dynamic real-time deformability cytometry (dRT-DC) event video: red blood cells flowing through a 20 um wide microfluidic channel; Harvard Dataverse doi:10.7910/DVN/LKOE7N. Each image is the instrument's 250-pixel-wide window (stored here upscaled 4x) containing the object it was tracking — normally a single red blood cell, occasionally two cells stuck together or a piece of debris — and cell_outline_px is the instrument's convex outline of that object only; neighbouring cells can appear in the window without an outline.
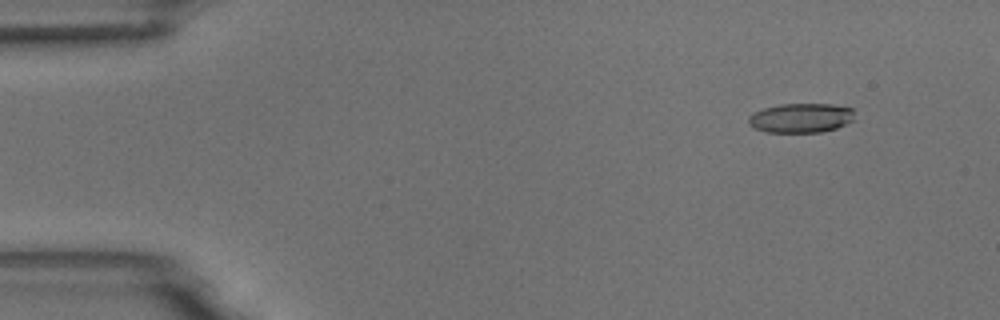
{"species": "common noctule bat (a hibernating species)", "species_latin": "Nyctalus noctula", "temperature_condition": "room temperature", "stored_images_in_passage": 7, "camera_frame_rate_fps": 3000, "um_per_image_px": 0.085, "animal": {"sex": "male", "body_mass_g": 18.8}, "frame": {"image": 1, "passage_image": 2, "time_ms": 1.333, "image_size_px": [1000, 320], "cell_outline_px": [[856, 120], [836, 128], [820, 132], [768, 132], [756, 128], [748, 124], [748, 116], [752, 112], [764, 108], [780, 104], [832, 104], [852, 108]], "centroid_in_image_um": [68.09, 10.02], "position_along_channel_um": 16.9, "area_um2": 18.32}}
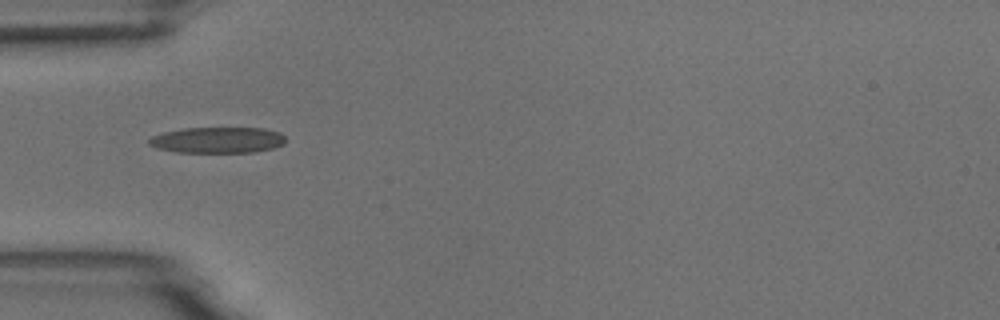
{"frame": {"image": 2, "passage_image": 5, "time_ms": 5.333, "image_size_px": [1000, 320], "cell_outline_px": [[284, 144], [272, 148], [252, 152], [176, 152], [156, 148], [148, 144], [148, 140], [152, 136], [164, 132], [184, 128], [264, 128], [280, 132], [284, 136]], "centroid_in_image_um": [18.48, 11.9], "position_along_channel_um": 66.5, "area_um2": 20.63}}